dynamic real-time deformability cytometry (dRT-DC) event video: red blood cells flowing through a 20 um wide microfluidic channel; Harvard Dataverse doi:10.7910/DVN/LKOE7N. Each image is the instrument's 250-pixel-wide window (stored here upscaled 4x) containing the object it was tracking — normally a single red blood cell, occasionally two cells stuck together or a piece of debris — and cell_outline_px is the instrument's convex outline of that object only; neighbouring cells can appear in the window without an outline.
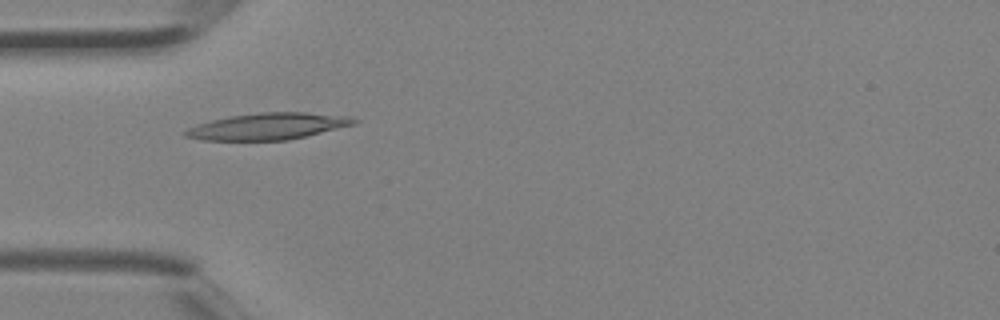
{"species": "Egyptian fruit bat (a non-hibernating species)", "species_latin": "Rousettus aegyptiacus", "temperature_condition": "room temperature", "stored_images_in_passage": 4, "camera_frame_rate_fps": 3000, "um_per_image_px": 0.085, "animal": {"sex": "female"}, "frame": {"image": 1, "passage_image": 4, "time_ms": 1.0, "image_size_px": [1000, 320], "cell_outline_px": [[360, 120], [356, 124], [288, 140], [200, 140], [184, 136], [180, 132], [196, 124], [228, 116], [260, 112], [308, 112], [348, 116]], "centroid_in_image_um": [22.75, 10.73], "position_along_channel_um": 62.3, "area_um2": 26.3}}